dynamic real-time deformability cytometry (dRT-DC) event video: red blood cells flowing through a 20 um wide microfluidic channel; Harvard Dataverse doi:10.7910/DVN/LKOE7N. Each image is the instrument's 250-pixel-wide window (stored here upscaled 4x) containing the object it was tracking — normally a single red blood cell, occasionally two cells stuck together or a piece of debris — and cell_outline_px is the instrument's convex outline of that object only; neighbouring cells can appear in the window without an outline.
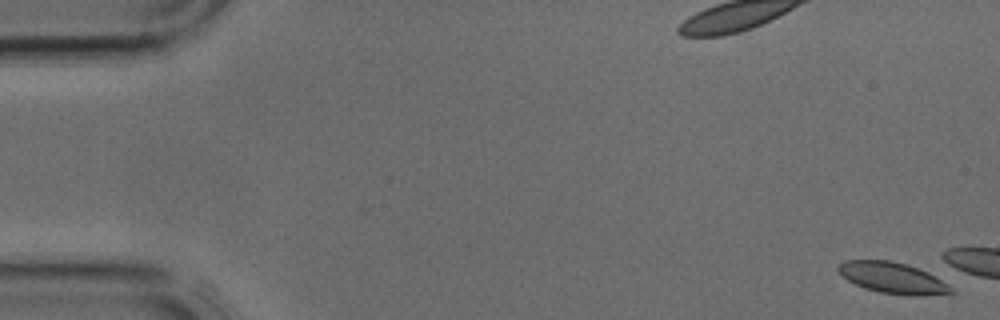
{"species": "common noctule bat (a hibernating species)", "species_latin": "Nyctalus noctula", "temperature_condition": "cold", "stored_images_in_passage": 4, "segment_of_instrument_passage": [2, 2], "camera_frame_rate_fps": 3000, "um_per_image_px": 0.085, "animal": {"sex": "male", "body_mass_g": 17.9, "forearm_length_mm": 54.2}, "frame": {"image": 1, "passage_image": 4, "time_ms": 1.0, "image_size_px": [1000, 320], "cell_outline_px": [[956, 292], [916, 296], [908, 296], [880, 292], [864, 288], [848, 280], [836, 268], [844, 260], [888, 260], [904, 264], [916, 268], [940, 280], [952, 288]], "centroid_in_image_um": [75.83, 23.63], "position_along_channel_um": 9.2, "area_um2": 19.88}}